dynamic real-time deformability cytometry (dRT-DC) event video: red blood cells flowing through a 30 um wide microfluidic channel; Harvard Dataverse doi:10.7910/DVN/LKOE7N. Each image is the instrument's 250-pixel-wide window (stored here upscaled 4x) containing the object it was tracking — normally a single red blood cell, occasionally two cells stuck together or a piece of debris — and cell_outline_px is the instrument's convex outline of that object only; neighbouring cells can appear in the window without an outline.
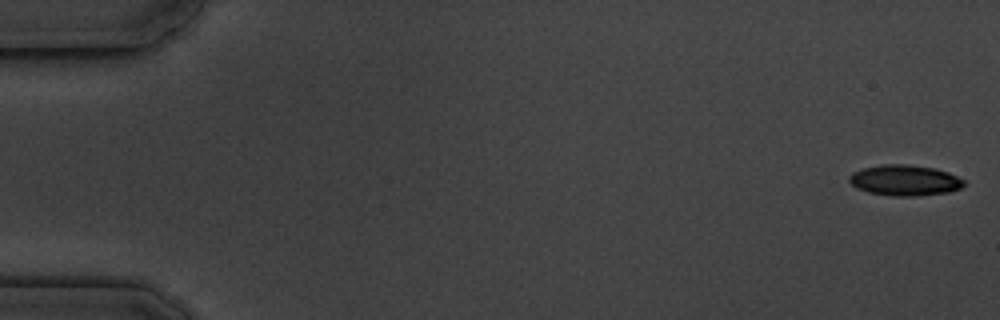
{"species": "common noctule bat (a hibernating species)", "species_latin": "Nyctalus noctula", "temperature_condition": "cold", "stored_images_in_passage": 8, "camera_frame_rate_fps": 3000, "um_per_image_px": 0.085, "animal": {"sex": "male", "body_mass_g": 19.5, "forearm_length_mm": 54.6}, "frame": {"image": 1, "passage_image": 1, "time_ms": 0.0, "image_size_px": [1000, 320], "cell_outline_px": [[968, 184], [960, 188], [948, 192], [920, 196], [892, 196], [868, 192], [856, 188], [848, 180], [848, 176], [852, 172], [860, 168], [880, 164], [908, 164], [932, 168], [948, 172], [964, 180]], "centroid_in_image_um": [76.88, 15.32], "position_along_channel_um": 8.1, "area_um2": 20.81}}
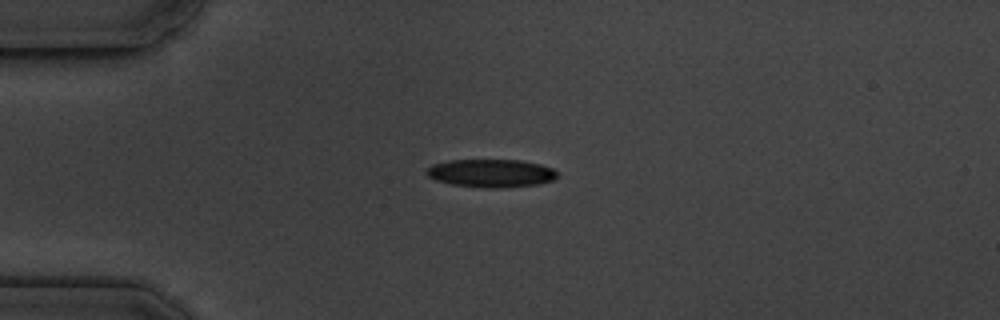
{"frame": {"image": 2, "passage_image": 4, "time_ms": 4.333, "image_size_px": [1000, 320], "cell_outline_px": [[560, 176], [556, 180], [540, 184], [500, 188], [488, 188], [452, 184], [436, 180], [428, 176], [424, 172], [432, 164], [452, 160], [520, 160], [540, 164], [552, 168]], "centroid_in_image_um": [41.79, 14.72], "position_along_channel_um": 43.2, "area_um2": 21.5}}
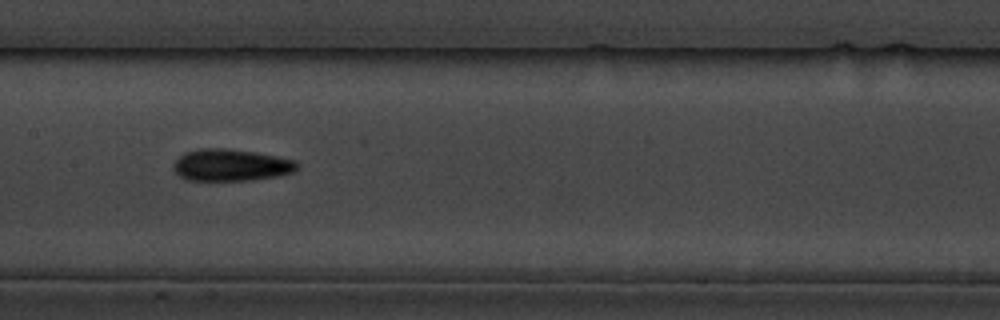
{"frame": {"image": 3, "passage_image": 8, "time_ms": 9.0, "image_size_px": [1000, 320], "cell_outline_px": [[300, 168], [292, 172], [280, 176], [252, 180], [188, 180], [180, 176], [172, 168], [172, 164], [184, 152], [200, 148], [224, 148], [256, 152], [296, 160], [300, 164]], "centroid_in_image_um": [19.66, 14.03], "position_along_channel_um": 187.7, "area_um2": 23.24}}